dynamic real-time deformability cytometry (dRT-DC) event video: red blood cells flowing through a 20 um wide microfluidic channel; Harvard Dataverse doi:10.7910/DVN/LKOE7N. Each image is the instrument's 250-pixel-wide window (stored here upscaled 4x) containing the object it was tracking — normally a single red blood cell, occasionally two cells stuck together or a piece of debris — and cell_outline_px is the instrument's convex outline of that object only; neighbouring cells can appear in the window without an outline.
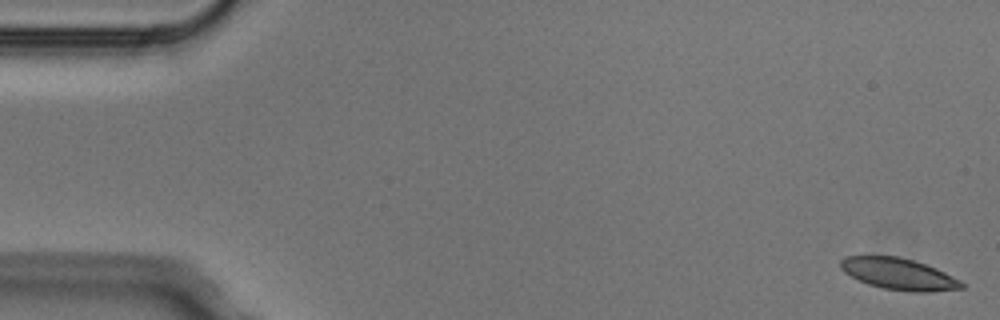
{"species": "Egyptian fruit bat (a non-hibernating species)", "species_latin": "Rousettus aegyptiacus", "temperature_condition": "cold", "stored_images_in_passage": 8, "camera_frame_rate_fps": 3000, "um_per_image_px": 0.085, "animal": {"sex": "male"}, "frame": {"image": 1, "passage_image": 1, "time_ms": 0.0, "image_size_px": [1000, 320], "cell_outline_px": [[964, 288], [932, 292], [912, 292], [884, 288], [868, 284], [844, 272], [840, 268], [840, 260], [844, 256], [900, 256], [936, 268], [960, 280], [964, 284]], "centroid_in_image_um": [76.4, 23.29], "position_along_channel_um": 8.6, "area_um2": 22.14}}
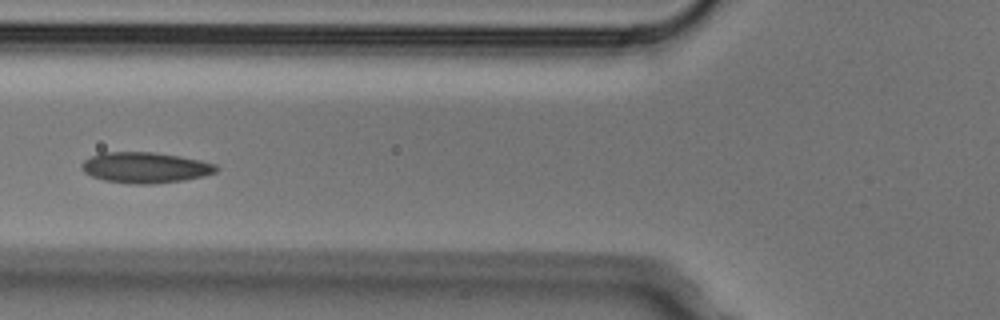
{"frame": {"image": 2, "passage_image": 5, "time_ms": 1.333, "image_size_px": [1000, 320], "cell_outline_px": [[220, 168], [216, 172], [204, 176], [184, 180], [152, 184], [132, 184], [104, 180], [92, 176], [84, 172], [80, 164], [84, 160], [100, 152], [156, 152], [180, 156], [200, 160], [216, 164]], "centroid_in_image_um": [12.36, 14.24], "position_along_channel_um": 113.4, "area_um2": 24.28}}
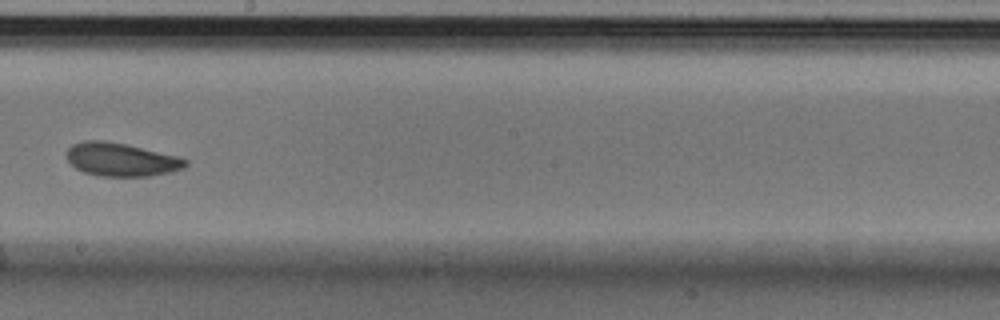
{"frame": {"image": 3, "passage_image": 8, "time_ms": 2.333, "image_size_px": [1000, 320], "cell_outline_px": [[188, 164], [184, 168], [172, 172], [148, 176], [96, 176], [84, 172], [76, 168], [68, 160], [68, 148], [72, 144], [84, 140], [104, 140], [128, 144], [176, 156], [188, 160]], "centroid_in_image_um": [10.31, 13.56], "position_along_channel_um": 237.9, "area_um2": 23.12}}